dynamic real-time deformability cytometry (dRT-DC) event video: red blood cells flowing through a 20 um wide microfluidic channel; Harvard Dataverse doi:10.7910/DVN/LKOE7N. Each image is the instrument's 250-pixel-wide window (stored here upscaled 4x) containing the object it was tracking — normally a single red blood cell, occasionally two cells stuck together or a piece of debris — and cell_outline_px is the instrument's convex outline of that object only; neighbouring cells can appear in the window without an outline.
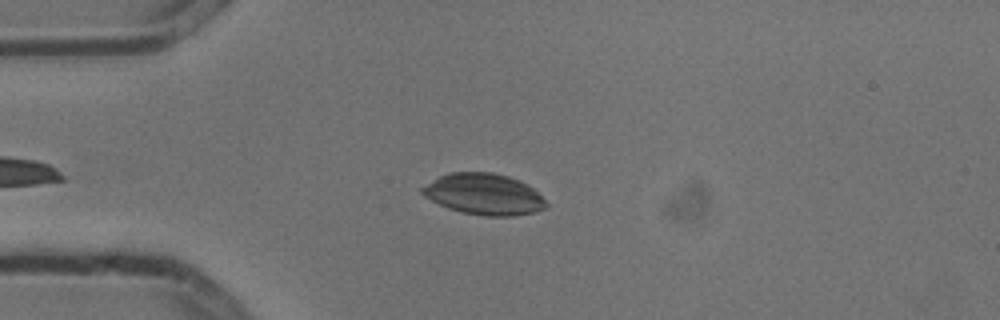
{"species": "common noctule bat (a hibernating species)", "species_latin": "Nyctalus noctula", "temperature_condition": "cold", "stored_images_in_passage": 8, "camera_frame_rate_fps": 3000, "um_per_image_px": 0.085, "animal": {"sex": "male", "body_mass_g": 13.3}, "frame": {"image": 1, "passage_image": 4, "time_ms": 1.0, "image_size_px": [1000, 320], "cell_outline_px": [[548, 204], [544, 208], [536, 212], [512, 216], [484, 216], [464, 212], [448, 208], [424, 196], [420, 192], [420, 188], [440, 176], [448, 172], [492, 172], [508, 176], [520, 180], [528, 184]], "centroid_in_image_um": [41.13, 16.5], "position_along_channel_um": 43.9, "area_um2": 29.59}}
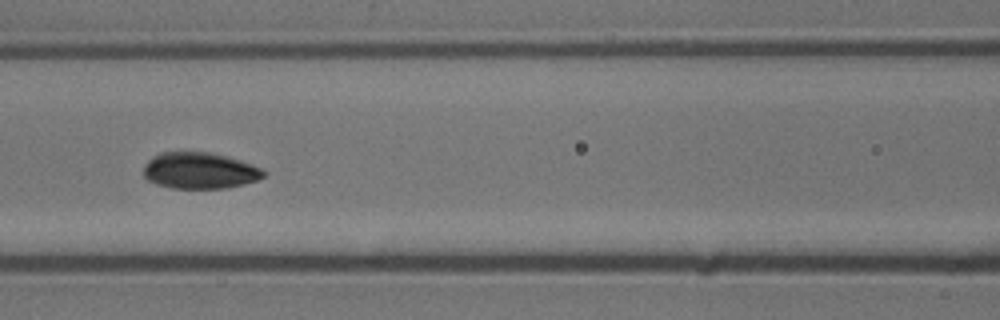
{"frame": {"image": 2, "passage_image": 7, "time_ms": 2.0, "image_size_px": [1000, 320], "cell_outline_px": [[268, 172], [264, 176], [256, 180], [244, 184], [228, 188], [172, 188], [156, 184], [148, 180], [144, 176], [144, 164], [152, 156], [160, 152], [208, 152], [228, 156], [240, 160], [260, 168]], "centroid_in_image_um": [16.96, 14.5], "position_along_channel_um": 149.6, "area_um2": 25.49}}
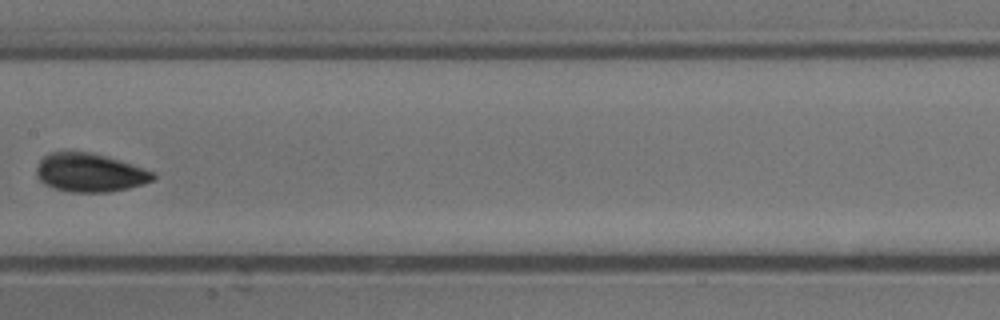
{"frame": {"image": 3, "passage_image": 8, "time_ms": 2.333, "image_size_px": [1000, 320], "cell_outline_px": [[156, 176], [152, 180], [144, 184], [128, 188], [108, 192], [72, 192], [52, 188], [44, 184], [40, 180], [36, 172], [36, 168], [40, 160], [44, 156], [52, 152], [92, 152], [120, 160], [156, 172]], "centroid_in_image_um": [7.65, 14.68], "position_along_channel_um": 199.8, "area_um2": 26.24}}